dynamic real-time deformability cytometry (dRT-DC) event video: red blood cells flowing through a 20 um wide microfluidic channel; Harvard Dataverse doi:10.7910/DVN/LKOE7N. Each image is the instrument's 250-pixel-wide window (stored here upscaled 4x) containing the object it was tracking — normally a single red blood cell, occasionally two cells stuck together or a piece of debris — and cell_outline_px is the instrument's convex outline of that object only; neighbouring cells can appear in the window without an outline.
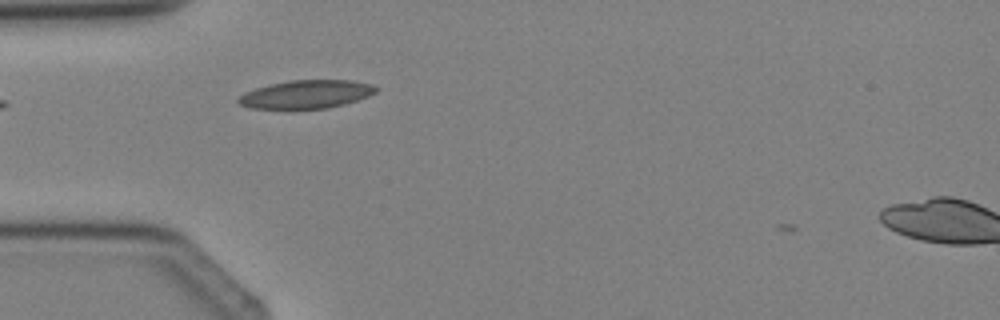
{"species": "Egyptian fruit bat (a non-hibernating species)", "species_latin": "Rousettus aegyptiacus", "temperature_condition": "cold", "stored_images_in_passage": 2, "camera_frame_rate_fps": 3000, "um_per_image_px": 0.085, "animal": {"sex": "female"}, "frame": {"image": 1, "passage_image": 1, "time_ms": 0.0, "image_size_px": [1000, 320], "cell_outline_px": [[380, 88], [376, 92], [368, 96], [344, 104], [328, 108], [252, 108], [240, 104], [236, 100], [236, 96], [244, 92], [268, 84], [288, 80], [352, 80], [372, 84]], "centroid_in_image_um": [26.02, 8.0], "position_along_channel_um": 59.0, "area_um2": 22.72}}